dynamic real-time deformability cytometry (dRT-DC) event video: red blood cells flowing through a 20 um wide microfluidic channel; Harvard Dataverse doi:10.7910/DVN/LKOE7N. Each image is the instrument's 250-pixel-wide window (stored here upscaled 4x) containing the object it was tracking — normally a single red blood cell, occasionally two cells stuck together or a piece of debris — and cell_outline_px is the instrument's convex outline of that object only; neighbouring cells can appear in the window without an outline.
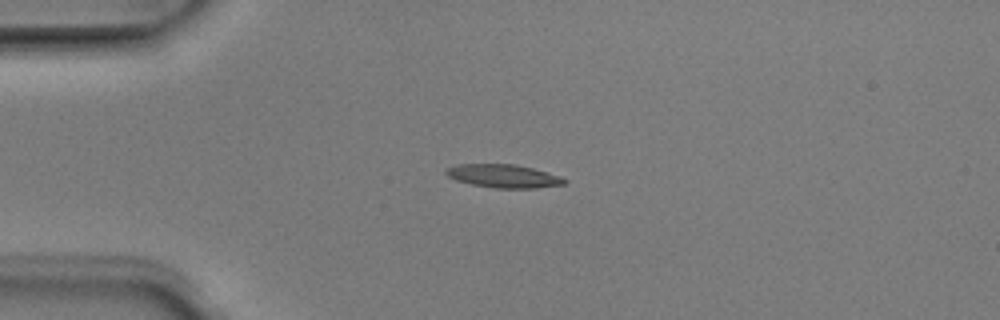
{"species": "Egyptian fruit bat (a non-hibernating species)", "species_latin": "Rousettus aegyptiacus", "temperature_condition": "room temperature", "stored_images_in_passage": 8, "camera_frame_rate_fps": 3000, "um_per_image_px": 0.085, "animal": {"sex": "male"}, "frame": {"image": 1, "passage_image": 3, "time_ms": 0.667, "image_size_px": [1000, 320], "cell_outline_px": [[568, 180], [564, 184], [536, 188], [496, 188], [472, 184], [456, 180], [448, 176], [444, 172], [444, 168], [456, 164], [516, 164], [532, 168], [560, 176]], "centroid_in_image_um": [42.77, 14.95], "position_along_channel_um": 42.2, "area_um2": 16.07}}
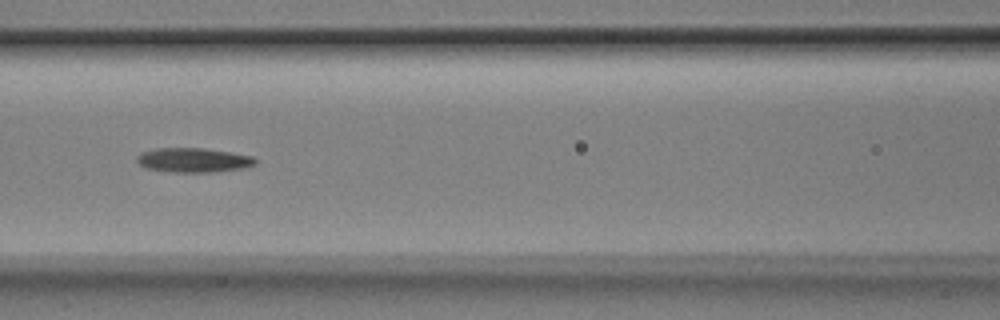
{"frame": {"image": 2, "passage_image": 6, "time_ms": 1.667, "image_size_px": [1000, 320], "cell_outline_px": [[256, 164], [248, 168], [212, 172], [172, 172], [144, 168], [136, 160], [136, 156], [140, 152], [156, 148], [204, 148], [232, 152], [252, 156], [256, 160]], "centroid_in_image_um": [16.44, 13.61], "position_along_channel_um": 150.2, "area_um2": 17.11}}
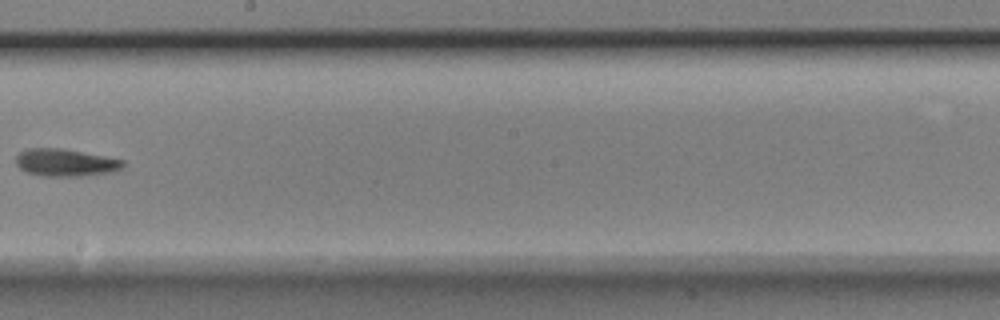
{"frame": {"image": 3, "passage_image": 8, "time_ms": 2.333, "image_size_px": [1000, 320], "cell_outline_px": [[124, 168], [116, 172], [80, 176], [44, 176], [28, 172], [20, 168], [16, 164], [16, 156], [20, 152], [28, 148], [60, 148], [104, 156], [124, 160]], "centroid_in_image_um": [5.6, 13.82], "position_along_channel_um": 242.6, "area_um2": 17.11}}